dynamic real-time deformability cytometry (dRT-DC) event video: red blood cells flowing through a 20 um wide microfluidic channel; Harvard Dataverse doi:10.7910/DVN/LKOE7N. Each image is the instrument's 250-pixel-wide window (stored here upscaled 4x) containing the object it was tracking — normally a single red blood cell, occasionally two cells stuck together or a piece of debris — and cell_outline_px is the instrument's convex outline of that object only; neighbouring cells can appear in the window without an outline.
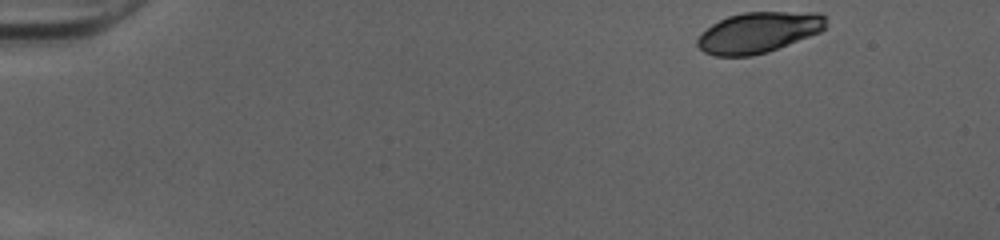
{"species": "human", "species_latin": "Homo sapiens", "temperature_condition": "cold", "stored_images_in_passage": 46, "camera_frame_rate_fps": 3000, "um_per_image_px": 0.085, "donor": {"sex": "female"}, "frame": {"image": 1, "passage_image": 1, "time_ms": 0.0, "image_size_px": [1000, 240], "cell_outline_px": [[828, 28], [820, 32], [768, 52], [752, 56], [716, 56], [704, 52], [696, 44], [696, 40], [700, 32], [712, 24], [728, 16], [744, 12], [820, 12], [824, 16]], "centroid_in_image_um": [64.47, 2.75], "position_along_channel_um": 20.5, "area_um2": 30.75}}
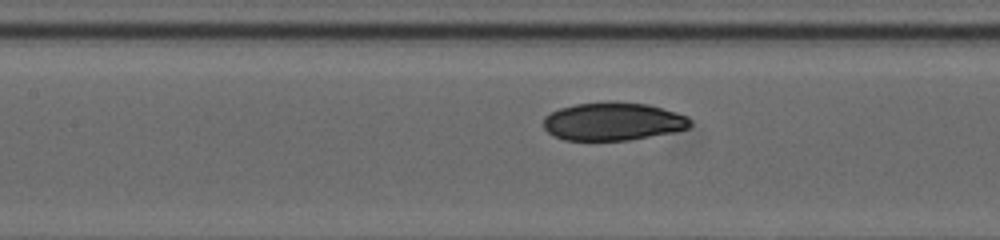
{"frame": {"image": 2, "passage_image": 20, "time_ms": 6.333, "image_size_px": [1000, 240], "cell_outline_px": [[692, 124], [688, 128], [672, 132], [628, 140], [564, 140], [552, 136], [544, 128], [544, 116], [560, 108], [576, 104], [648, 104], [676, 112], [688, 116], [692, 120]], "centroid_in_image_um": [52.11, 10.36], "position_along_channel_um": 155.3, "area_um2": 31.79}}
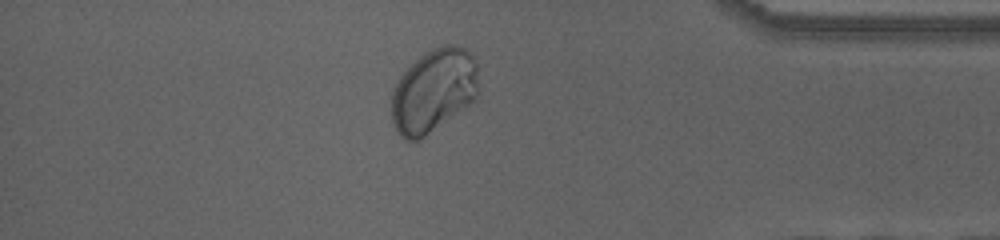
{"frame": {"image": 3, "passage_image": 40, "time_ms": 13.0, "image_size_px": [1000, 240], "cell_outline_px": [[476, 100], [420, 140], [404, 140], [396, 132], [392, 120], [392, 88], [400, 76], [424, 52], [432, 48], [444, 44], [456, 44], [464, 48], [476, 60]], "centroid_in_image_um": [36.83, 7.72], "position_along_channel_um": 398.4, "area_um2": 42.37}, "authors_computed_cell_mechanics": {"area_um2": 32.8015, "velocity_mm_per_s": 4.0115, "shape_relaxation_time_tau1_ms": 3.5636, "shape_relaxation_time_tau2_ms": null, "deformation_change_tau1": 0.0954, "deformation_change_tau2": null}}